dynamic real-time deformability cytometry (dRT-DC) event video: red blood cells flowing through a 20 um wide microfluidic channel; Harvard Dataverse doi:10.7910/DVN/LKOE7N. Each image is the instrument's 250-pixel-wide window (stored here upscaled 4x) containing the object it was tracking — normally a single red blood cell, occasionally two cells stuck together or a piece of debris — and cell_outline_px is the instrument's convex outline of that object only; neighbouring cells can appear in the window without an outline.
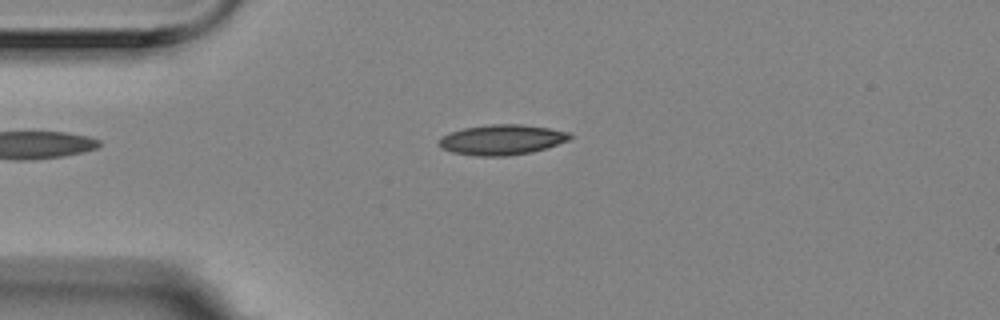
{"species": "Egyptian fruit bat (a non-hibernating species)", "species_latin": "Rousettus aegyptiacus", "temperature_condition": "room temperature", "stored_images_in_passage": 5, "camera_frame_rate_fps": 3000, "um_per_image_px": 0.085, "animal": {"sex": "female"}, "frame": {"image": 1, "passage_image": 3, "time_ms": 0.667, "image_size_px": [1000, 320], "cell_outline_px": [[572, 136], [568, 140], [532, 152], [508, 156], [476, 156], [452, 152], [440, 148], [436, 144], [444, 136], [452, 132], [464, 128], [488, 124], [520, 124], [548, 128], [572, 132]], "centroid_in_image_um": [42.65, 11.88], "position_along_channel_um": 42.4, "area_um2": 23.0}}
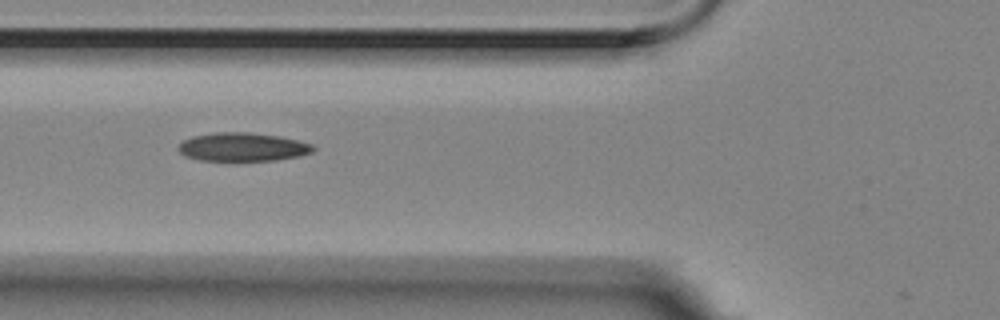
{"frame": {"image": 2, "passage_image": 5, "time_ms": 1.333, "image_size_px": [1000, 320], "cell_outline_px": [[316, 148], [312, 152], [300, 156], [276, 160], [200, 160], [184, 156], [176, 148], [184, 140], [192, 136], [216, 132], [248, 132], [280, 136], [312, 144]], "centroid_in_image_um": [20.62, 12.49], "position_along_channel_um": 105.2, "area_um2": 22.37}}